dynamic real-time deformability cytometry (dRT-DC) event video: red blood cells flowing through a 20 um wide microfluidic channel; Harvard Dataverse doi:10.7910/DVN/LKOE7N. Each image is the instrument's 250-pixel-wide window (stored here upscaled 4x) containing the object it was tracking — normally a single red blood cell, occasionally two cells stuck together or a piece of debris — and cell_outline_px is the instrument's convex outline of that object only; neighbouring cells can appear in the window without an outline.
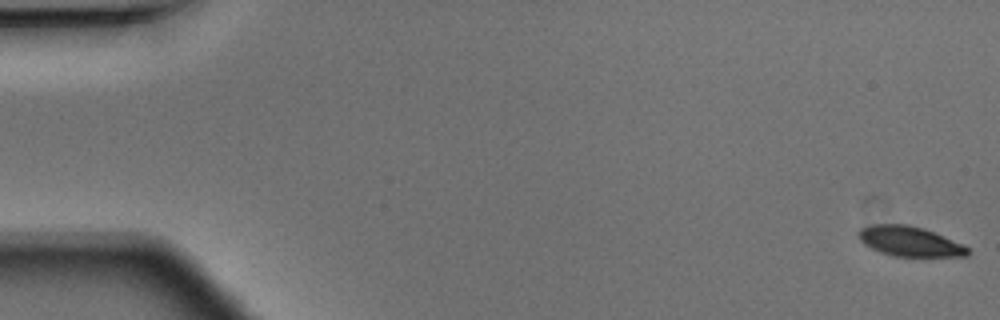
{"species": "Egyptian fruit bat (a non-hibernating species)", "species_latin": "Rousettus aegyptiacus", "temperature_condition": "warm", "stored_images_in_passage": 49, "camera_frame_rate_fps": 3000, "um_per_image_px": 0.085, "animal": {"sex": "male"}, "frame": {"image": 1, "passage_image": 1, "time_ms": 0.0, "image_size_px": [1000, 320], "cell_outline_px": [[968, 256], [896, 256], [880, 252], [864, 244], [860, 240], [856, 232], [860, 228], [872, 224], [908, 224], [924, 228], [964, 244], [968, 248]], "centroid_in_image_um": [77.3, 20.5], "position_along_channel_um": 7.7, "area_um2": 19.07}}
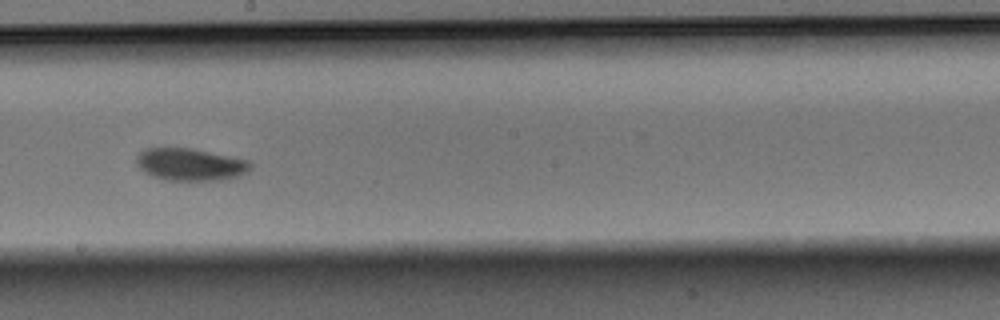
{"frame": {"image": 2, "passage_image": 28, "time_ms": 9.0, "image_size_px": [1000, 320], "cell_outline_px": [[252, 168], [248, 172], [240, 176], [228, 180], [168, 180], [156, 176], [140, 168], [136, 160], [136, 156], [144, 148], [192, 148], [248, 160], [252, 164]], "centroid_in_image_um": [16.25, 13.97], "position_along_channel_um": 232.0, "area_um2": 21.39}}
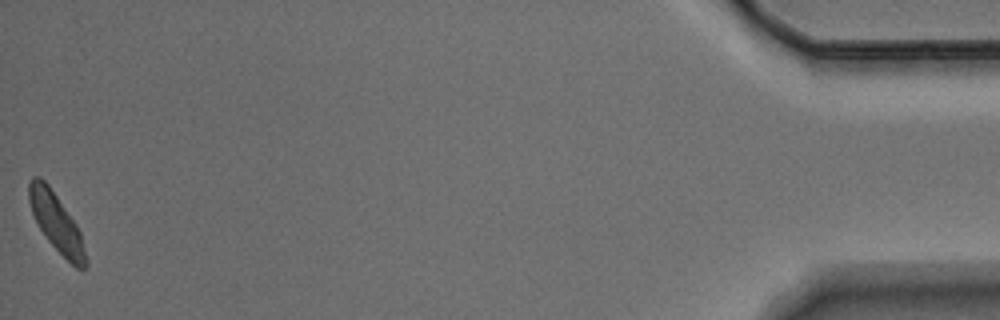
{"frame": {"image": 3, "passage_image": 49, "time_ms": 16.0, "image_size_px": [1000, 320], "cell_outline_px": [[88, 264], [84, 268], [76, 268], [48, 240], [40, 228], [32, 212], [28, 200], [28, 184], [32, 176], [40, 176], [48, 184], [76, 224], [80, 232], [88, 260]], "centroid_in_image_um": [4.79, 18.89], "position_along_channel_um": 430.4, "area_um2": 18.9}}